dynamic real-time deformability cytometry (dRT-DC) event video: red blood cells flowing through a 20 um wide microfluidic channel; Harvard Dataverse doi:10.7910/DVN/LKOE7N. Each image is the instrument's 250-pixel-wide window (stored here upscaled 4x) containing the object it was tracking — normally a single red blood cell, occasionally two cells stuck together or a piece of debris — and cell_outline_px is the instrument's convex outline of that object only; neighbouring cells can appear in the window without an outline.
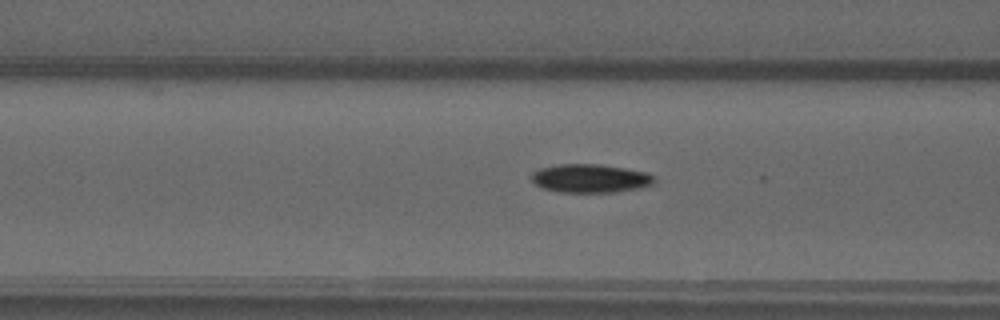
{"species": "common noctule bat (a hibernating species)", "species_latin": "Nyctalus noctula", "temperature_condition": "warm", "stored_images_in_passage": 41, "camera_frame_rate_fps": 3000, "um_per_image_px": 0.085, "animal": {"sex": "male", "forearm_length_mm": 52.5}, "frame": {"image": 1, "passage_image": 13, "time_ms": 4.0, "image_size_px": [1000, 320], "cell_outline_px": [[656, 180], [652, 184], [636, 188], [612, 192], [560, 192], [544, 188], [536, 184], [532, 180], [532, 172], [540, 168], [556, 164], [600, 164], [648, 172]], "centroid_in_image_um": [50.16, 15.15], "position_along_channel_um": 116.4, "area_um2": 20.23}}
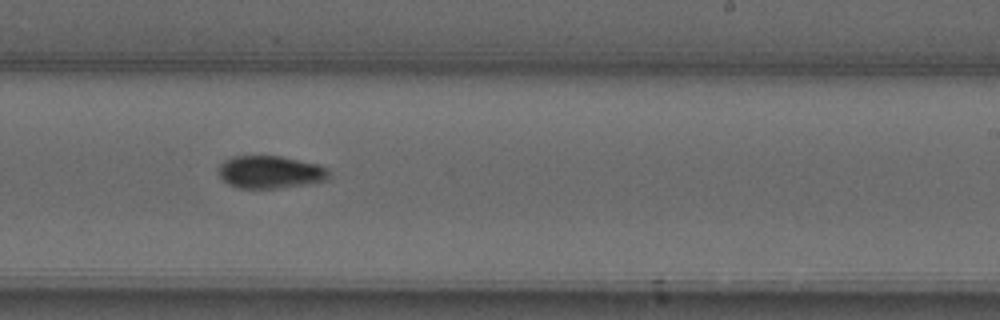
{"frame": {"image": 2, "passage_image": 25, "time_ms": 8.0, "image_size_px": [1000, 320], "cell_outline_px": [[332, 176], [324, 180], [308, 184], [276, 188], [236, 188], [228, 184], [220, 176], [220, 164], [224, 160], [232, 156], [280, 156], [320, 164]], "centroid_in_image_um": [22.97, 14.62], "position_along_channel_um": 266.0, "area_um2": 20.92}}
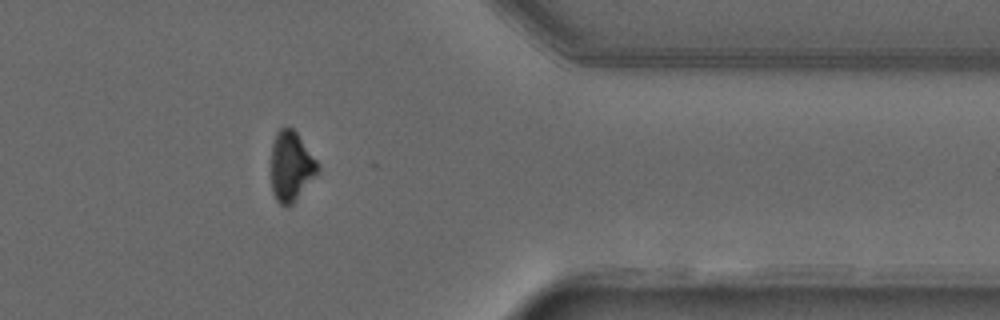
{"frame": {"image": 3, "passage_image": 36, "time_ms": 11.667, "image_size_px": [1000, 320], "cell_outline_px": [[316, 172], [292, 204], [280, 204], [276, 200], [272, 192], [272, 144], [276, 132], [284, 124], [288, 124], [296, 132], [316, 160]], "centroid_in_image_um": [24.68, 14.06], "position_along_channel_um": 386.7, "area_um2": 18.32}}